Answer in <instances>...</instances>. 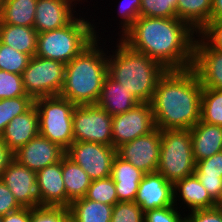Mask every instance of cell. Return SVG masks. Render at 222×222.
<instances>
[{"mask_svg": "<svg viewBox=\"0 0 222 222\" xmlns=\"http://www.w3.org/2000/svg\"><path fill=\"white\" fill-rule=\"evenodd\" d=\"M197 35L188 23L177 17L140 16L119 38L167 70H185L192 68Z\"/></svg>", "mask_w": 222, "mask_h": 222, "instance_id": "obj_1", "label": "cell"}, {"mask_svg": "<svg viewBox=\"0 0 222 222\" xmlns=\"http://www.w3.org/2000/svg\"><path fill=\"white\" fill-rule=\"evenodd\" d=\"M202 84L192 69L167 70L150 101L155 126L191 129L200 121Z\"/></svg>", "mask_w": 222, "mask_h": 222, "instance_id": "obj_2", "label": "cell"}, {"mask_svg": "<svg viewBox=\"0 0 222 222\" xmlns=\"http://www.w3.org/2000/svg\"><path fill=\"white\" fill-rule=\"evenodd\" d=\"M100 41L104 40L95 38L66 64L64 83L59 96L76 106L96 105L100 97L104 80L108 75L107 61L110 52L105 48L107 46L103 45L106 42Z\"/></svg>", "mask_w": 222, "mask_h": 222, "instance_id": "obj_3", "label": "cell"}, {"mask_svg": "<svg viewBox=\"0 0 222 222\" xmlns=\"http://www.w3.org/2000/svg\"><path fill=\"white\" fill-rule=\"evenodd\" d=\"M116 40V48L111 50L112 54L108 53V75L130 90L140 103H150L158 81L167 69L158 61L130 48L120 38Z\"/></svg>", "mask_w": 222, "mask_h": 222, "instance_id": "obj_4", "label": "cell"}, {"mask_svg": "<svg viewBox=\"0 0 222 222\" xmlns=\"http://www.w3.org/2000/svg\"><path fill=\"white\" fill-rule=\"evenodd\" d=\"M89 19L78 14L62 28L38 33L36 56L63 64L70 62L95 38H101L95 20L92 23Z\"/></svg>", "mask_w": 222, "mask_h": 222, "instance_id": "obj_5", "label": "cell"}, {"mask_svg": "<svg viewBox=\"0 0 222 222\" xmlns=\"http://www.w3.org/2000/svg\"><path fill=\"white\" fill-rule=\"evenodd\" d=\"M161 132V146L157 172L173 185L194 174L190 129H165Z\"/></svg>", "mask_w": 222, "mask_h": 222, "instance_id": "obj_6", "label": "cell"}, {"mask_svg": "<svg viewBox=\"0 0 222 222\" xmlns=\"http://www.w3.org/2000/svg\"><path fill=\"white\" fill-rule=\"evenodd\" d=\"M39 116V135L67 150L74 142L73 111L76 107L61 96H48L34 100Z\"/></svg>", "mask_w": 222, "mask_h": 222, "instance_id": "obj_7", "label": "cell"}, {"mask_svg": "<svg viewBox=\"0 0 222 222\" xmlns=\"http://www.w3.org/2000/svg\"><path fill=\"white\" fill-rule=\"evenodd\" d=\"M65 68L66 64L52 59L31 57L21 74L27 95L33 100L58 96L64 83Z\"/></svg>", "mask_w": 222, "mask_h": 222, "instance_id": "obj_8", "label": "cell"}, {"mask_svg": "<svg viewBox=\"0 0 222 222\" xmlns=\"http://www.w3.org/2000/svg\"><path fill=\"white\" fill-rule=\"evenodd\" d=\"M74 141L112 146V115L97 105H79L73 111Z\"/></svg>", "mask_w": 222, "mask_h": 222, "instance_id": "obj_9", "label": "cell"}, {"mask_svg": "<svg viewBox=\"0 0 222 222\" xmlns=\"http://www.w3.org/2000/svg\"><path fill=\"white\" fill-rule=\"evenodd\" d=\"M90 177L98 180L111 176L117 151L113 146L100 143L74 141L65 154Z\"/></svg>", "mask_w": 222, "mask_h": 222, "instance_id": "obj_10", "label": "cell"}, {"mask_svg": "<svg viewBox=\"0 0 222 222\" xmlns=\"http://www.w3.org/2000/svg\"><path fill=\"white\" fill-rule=\"evenodd\" d=\"M156 128L150 103H139L125 113L112 116V146L117 149Z\"/></svg>", "mask_w": 222, "mask_h": 222, "instance_id": "obj_11", "label": "cell"}, {"mask_svg": "<svg viewBox=\"0 0 222 222\" xmlns=\"http://www.w3.org/2000/svg\"><path fill=\"white\" fill-rule=\"evenodd\" d=\"M1 180L13 193L21 207L34 208L42 205L40 186L36 181V172L13 159L3 171Z\"/></svg>", "mask_w": 222, "mask_h": 222, "instance_id": "obj_12", "label": "cell"}, {"mask_svg": "<svg viewBox=\"0 0 222 222\" xmlns=\"http://www.w3.org/2000/svg\"><path fill=\"white\" fill-rule=\"evenodd\" d=\"M161 146V132L157 127L116 149L117 155L145 174L157 172Z\"/></svg>", "mask_w": 222, "mask_h": 222, "instance_id": "obj_13", "label": "cell"}, {"mask_svg": "<svg viewBox=\"0 0 222 222\" xmlns=\"http://www.w3.org/2000/svg\"><path fill=\"white\" fill-rule=\"evenodd\" d=\"M66 150L41 135L31 139L14 152V159L34 172L57 163L65 156Z\"/></svg>", "mask_w": 222, "mask_h": 222, "instance_id": "obj_14", "label": "cell"}, {"mask_svg": "<svg viewBox=\"0 0 222 222\" xmlns=\"http://www.w3.org/2000/svg\"><path fill=\"white\" fill-rule=\"evenodd\" d=\"M192 69L203 88L222 90V52L212 49L199 35L195 41Z\"/></svg>", "mask_w": 222, "mask_h": 222, "instance_id": "obj_15", "label": "cell"}, {"mask_svg": "<svg viewBox=\"0 0 222 222\" xmlns=\"http://www.w3.org/2000/svg\"><path fill=\"white\" fill-rule=\"evenodd\" d=\"M77 4L76 0H37L34 29L43 33L68 25L78 15Z\"/></svg>", "mask_w": 222, "mask_h": 222, "instance_id": "obj_16", "label": "cell"}, {"mask_svg": "<svg viewBox=\"0 0 222 222\" xmlns=\"http://www.w3.org/2000/svg\"><path fill=\"white\" fill-rule=\"evenodd\" d=\"M134 202L143 212L174 205L173 184L158 172L144 174Z\"/></svg>", "mask_w": 222, "mask_h": 222, "instance_id": "obj_17", "label": "cell"}, {"mask_svg": "<svg viewBox=\"0 0 222 222\" xmlns=\"http://www.w3.org/2000/svg\"><path fill=\"white\" fill-rule=\"evenodd\" d=\"M39 135V116L33 104L25 113L14 117L5 127L0 138L14 153Z\"/></svg>", "mask_w": 222, "mask_h": 222, "instance_id": "obj_18", "label": "cell"}, {"mask_svg": "<svg viewBox=\"0 0 222 222\" xmlns=\"http://www.w3.org/2000/svg\"><path fill=\"white\" fill-rule=\"evenodd\" d=\"M173 192L174 205L177 207L179 205V209L184 206V212H187V209L188 212L197 209H210L216 205L195 174L177 181L173 185Z\"/></svg>", "mask_w": 222, "mask_h": 222, "instance_id": "obj_19", "label": "cell"}, {"mask_svg": "<svg viewBox=\"0 0 222 222\" xmlns=\"http://www.w3.org/2000/svg\"><path fill=\"white\" fill-rule=\"evenodd\" d=\"M42 194V205L65 206L66 189L62 175V160L36 172Z\"/></svg>", "mask_w": 222, "mask_h": 222, "instance_id": "obj_20", "label": "cell"}, {"mask_svg": "<svg viewBox=\"0 0 222 222\" xmlns=\"http://www.w3.org/2000/svg\"><path fill=\"white\" fill-rule=\"evenodd\" d=\"M192 150L195 162L222 151V127L198 121L191 129Z\"/></svg>", "mask_w": 222, "mask_h": 222, "instance_id": "obj_21", "label": "cell"}, {"mask_svg": "<svg viewBox=\"0 0 222 222\" xmlns=\"http://www.w3.org/2000/svg\"><path fill=\"white\" fill-rule=\"evenodd\" d=\"M144 172L118 155L114 158L111 177L114 181L118 202L135 201Z\"/></svg>", "mask_w": 222, "mask_h": 222, "instance_id": "obj_22", "label": "cell"}, {"mask_svg": "<svg viewBox=\"0 0 222 222\" xmlns=\"http://www.w3.org/2000/svg\"><path fill=\"white\" fill-rule=\"evenodd\" d=\"M139 103L130 90H126L123 85L107 75L96 105L115 116L133 109Z\"/></svg>", "mask_w": 222, "mask_h": 222, "instance_id": "obj_23", "label": "cell"}, {"mask_svg": "<svg viewBox=\"0 0 222 222\" xmlns=\"http://www.w3.org/2000/svg\"><path fill=\"white\" fill-rule=\"evenodd\" d=\"M38 32L34 27L3 24L0 21V41L13 49L36 55Z\"/></svg>", "mask_w": 222, "mask_h": 222, "instance_id": "obj_24", "label": "cell"}, {"mask_svg": "<svg viewBox=\"0 0 222 222\" xmlns=\"http://www.w3.org/2000/svg\"><path fill=\"white\" fill-rule=\"evenodd\" d=\"M194 174L217 202L222 193V151L196 162Z\"/></svg>", "mask_w": 222, "mask_h": 222, "instance_id": "obj_25", "label": "cell"}, {"mask_svg": "<svg viewBox=\"0 0 222 222\" xmlns=\"http://www.w3.org/2000/svg\"><path fill=\"white\" fill-rule=\"evenodd\" d=\"M62 175L66 189V207H69L72 201L85 197L92 180L66 155L62 158Z\"/></svg>", "mask_w": 222, "mask_h": 222, "instance_id": "obj_26", "label": "cell"}, {"mask_svg": "<svg viewBox=\"0 0 222 222\" xmlns=\"http://www.w3.org/2000/svg\"><path fill=\"white\" fill-rule=\"evenodd\" d=\"M176 17L199 33L212 21V0H177Z\"/></svg>", "mask_w": 222, "mask_h": 222, "instance_id": "obj_27", "label": "cell"}, {"mask_svg": "<svg viewBox=\"0 0 222 222\" xmlns=\"http://www.w3.org/2000/svg\"><path fill=\"white\" fill-rule=\"evenodd\" d=\"M112 205L79 198L70 203V219L73 222H110Z\"/></svg>", "mask_w": 222, "mask_h": 222, "instance_id": "obj_28", "label": "cell"}, {"mask_svg": "<svg viewBox=\"0 0 222 222\" xmlns=\"http://www.w3.org/2000/svg\"><path fill=\"white\" fill-rule=\"evenodd\" d=\"M37 0H3L0 21L3 24L34 27Z\"/></svg>", "mask_w": 222, "mask_h": 222, "instance_id": "obj_29", "label": "cell"}, {"mask_svg": "<svg viewBox=\"0 0 222 222\" xmlns=\"http://www.w3.org/2000/svg\"><path fill=\"white\" fill-rule=\"evenodd\" d=\"M200 121L222 127V90L202 89Z\"/></svg>", "mask_w": 222, "mask_h": 222, "instance_id": "obj_30", "label": "cell"}, {"mask_svg": "<svg viewBox=\"0 0 222 222\" xmlns=\"http://www.w3.org/2000/svg\"><path fill=\"white\" fill-rule=\"evenodd\" d=\"M33 104L34 100L30 96L0 100V136L14 117L25 113Z\"/></svg>", "mask_w": 222, "mask_h": 222, "instance_id": "obj_31", "label": "cell"}, {"mask_svg": "<svg viewBox=\"0 0 222 222\" xmlns=\"http://www.w3.org/2000/svg\"><path fill=\"white\" fill-rule=\"evenodd\" d=\"M85 198L114 206L118 197L112 177L92 180Z\"/></svg>", "mask_w": 222, "mask_h": 222, "instance_id": "obj_32", "label": "cell"}, {"mask_svg": "<svg viewBox=\"0 0 222 222\" xmlns=\"http://www.w3.org/2000/svg\"><path fill=\"white\" fill-rule=\"evenodd\" d=\"M30 59V55L19 52L0 41V70L22 74Z\"/></svg>", "mask_w": 222, "mask_h": 222, "instance_id": "obj_33", "label": "cell"}, {"mask_svg": "<svg viewBox=\"0 0 222 222\" xmlns=\"http://www.w3.org/2000/svg\"><path fill=\"white\" fill-rule=\"evenodd\" d=\"M70 211L65 206L41 205L30 208V222H68Z\"/></svg>", "mask_w": 222, "mask_h": 222, "instance_id": "obj_34", "label": "cell"}, {"mask_svg": "<svg viewBox=\"0 0 222 222\" xmlns=\"http://www.w3.org/2000/svg\"><path fill=\"white\" fill-rule=\"evenodd\" d=\"M177 0H141L140 16L155 18L176 17Z\"/></svg>", "mask_w": 222, "mask_h": 222, "instance_id": "obj_35", "label": "cell"}, {"mask_svg": "<svg viewBox=\"0 0 222 222\" xmlns=\"http://www.w3.org/2000/svg\"><path fill=\"white\" fill-rule=\"evenodd\" d=\"M28 96L21 74L0 70V100Z\"/></svg>", "mask_w": 222, "mask_h": 222, "instance_id": "obj_36", "label": "cell"}, {"mask_svg": "<svg viewBox=\"0 0 222 222\" xmlns=\"http://www.w3.org/2000/svg\"><path fill=\"white\" fill-rule=\"evenodd\" d=\"M110 222H144V212L134 201L117 202Z\"/></svg>", "mask_w": 222, "mask_h": 222, "instance_id": "obj_37", "label": "cell"}, {"mask_svg": "<svg viewBox=\"0 0 222 222\" xmlns=\"http://www.w3.org/2000/svg\"><path fill=\"white\" fill-rule=\"evenodd\" d=\"M120 5H118V18L119 20V30L118 36H123V34L133 25V23L140 17L141 0H120ZM121 27V28H120ZM122 33V34H121ZM120 34V35H119Z\"/></svg>", "mask_w": 222, "mask_h": 222, "instance_id": "obj_38", "label": "cell"}, {"mask_svg": "<svg viewBox=\"0 0 222 222\" xmlns=\"http://www.w3.org/2000/svg\"><path fill=\"white\" fill-rule=\"evenodd\" d=\"M176 205L155 208L144 212V222H184L183 209Z\"/></svg>", "mask_w": 222, "mask_h": 222, "instance_id": "obj_39", "label": "cell"}, {"mask_svg": "<svg viewBox=\"0 0 222 222\" xmlns=\"http://www.w3.org/2000/svg\"><path fill=\"white\" fill-rule=\"evenodd\" d=\"M198 35L212 49L222 52V19L210 21Z\"/></svg>", "mask_w": 222, "mask_h": 222, "instance_id": "obj_40", "label": "cell"}, {"mask_svg": "<svg viewBox=\"0 0 222 222\" xmlns=\"http://www.w3.org/2000/svg\"><path fill=\"white\" fill-rule=\"evenodd\" d=\"M184 222H222V210L216 207L193 210L184 213Z\"/></svg>", "mask_w": 222, "mask_h": 222, "instance_id": "obj_41", "label": "cell"}, {"mask_svg": "<svg viewBox=\"0 0 222 222\" xmlns=\"http://www.w3.org/2000/svg\"><path fill=\"white\" fill-rule=\"evenodd\" d=\"M21 206L16 201L13 193L0 178V216L20 209Z\"/></svg>", "mask_w": 222, "mask_h": 222, "instance_id": "obj_42", "label": "cell"}, {"mask_svg": "<svg viewBox=\"0 0 222 222\" xmlns=\"http://www.w3.org/2000/svg\"><path fill=\"white\" fill-rule=\"evenodd\" d=\"M2 222H30V208L20 209L2 216Z\"/></svg>", "mask_w": 222, "mask_h": 222, "instance_id": "obj_43", "label": "cell"}, {"mask_svg": "<svg viewBox=\"0 0 222 222\" xmlns=\"http://www.w3.org/2000/svg\"><path fill=\"white\" fill-rule=\"evenodd\" d=\"M14 159V153L8 148L7 144L0 138V178L3 171Z\"/></svg>", "mask_w": 222, "mask_h": 222, "instance_id": "obj_44", "label": "cell"}, {"mask_svg": "<svg viewBox=\"0 0 222 222\" xmlns=\"http://www.w3.org/2000/svg\"><path fill=\"white\" fill-rule=\"evenodd\" d=\"M222 19V0H212V21Z\"/></svg>", "mask_w": 222, "mask_h": 222, "instance_id": "obj_45", "label": "cell"}, {"mask_svg": "<svg viewBox=\"0 0 222 222\" xmlns=\"http://www.w3.org/2000/svg\"><path fill=\"white\" fill-rule=\"evenodd\" d=\"M215 207L222 210V193L220 195V198L217 200Z\"/></svg>", "mask_w": 222, "mask_h": 222, "instance_id": "obj_46", "label": "cell"}, {"mask_svg": "<svg viewBox=\"0 0 222 222\" xmlns=\"http://www.w3.org/2000/svg\"><path fill=\"white\" fill-rule=\"evenodd\" d=\"M77 2H79V3H81V2H85V0L83 1V0H76ZM86 2H87V0H86Z\"/></svg>", "mask_w": 222, "mask_h": 222, "instance_id": "obj_47", "label": "cell"}, {"mask_svg": "<svg viewBox=\"0 0 222 222\" xmlns=\"http://www.w3.org/2000/svg\"><path fill=\"white\" fill-rule=\"evenodd\" d=\"M2 3H3V0H0V10L2 8Z\"/></svg>", "mask_w": 222, "mask_h": 222, "instance_id": "obj_48", "label": "cell"}]
</instances>
